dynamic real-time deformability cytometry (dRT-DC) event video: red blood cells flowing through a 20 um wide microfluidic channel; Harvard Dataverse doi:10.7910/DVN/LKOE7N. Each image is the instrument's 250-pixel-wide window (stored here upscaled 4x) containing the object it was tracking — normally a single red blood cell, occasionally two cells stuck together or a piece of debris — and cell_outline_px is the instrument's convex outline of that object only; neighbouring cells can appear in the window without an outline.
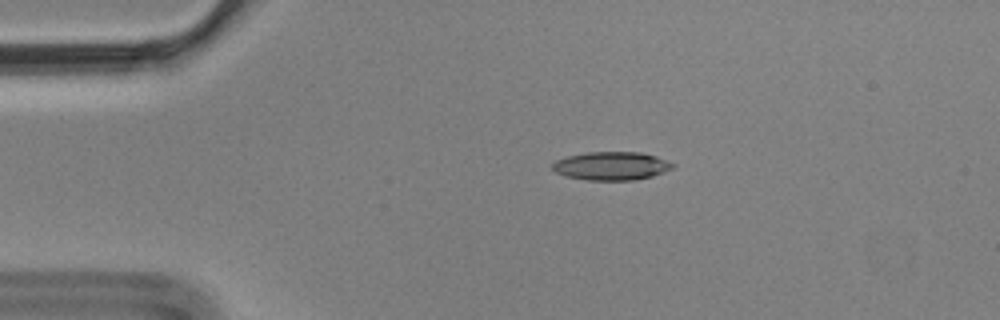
{"species": "Egyptian fruit bat (a non-hibernating species)", "species_latin": "Rousettus aegyptiacus", "temperature_condition": "cold", "stored_images_in_passage": 5, "camera_frame_rate_fps": 3000, "um_per_image_px": 0.085, "animal": {"sex": "male"}, "frame": {"image": 1, "passage_image": 3, "time_ms": 0.667, "image_size_px": [1000, 320], "cell_outline_px": [[676, 164], [672, 168], [664, 172], [652, 176], [636, 180], [588, 180], [564, 176], [556, 172], [552, 168], [552, 164], [556, 160], [568, 156], [588, 152], [640, 152], [656, 156]], "centroid_in_image_um": [51.98, 14.1], "position_along_channel_um": 33.0, "area_um2": 19.88}}
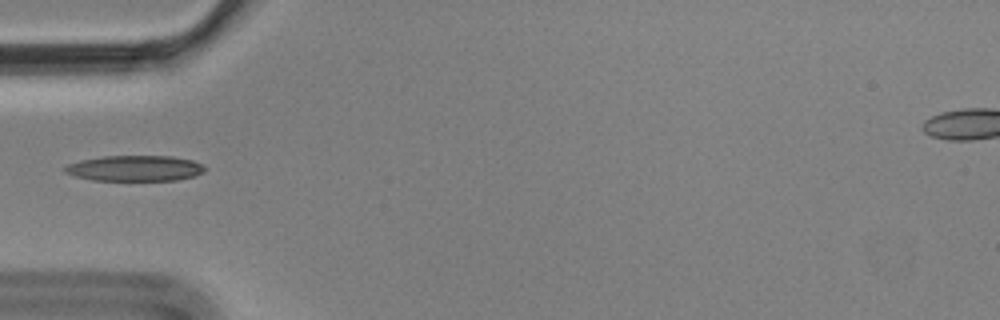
{"frame": {"image": 2, "passage_image": 5, "time_ms": 1.333, "image_size_px": [1000, 320], "cell_outline_px": [[208, 168], [204, 172], [196, 176], [176, 180], [92, 180], [76, 176], [64, 172], [64, 168], [68, 164], [80, 160], [104, 156], [172, 156], [192, 160], [204, 164]], "centroid_in_image_um": [11.53, 14.3], "position_along_channel_um": 73.5, "area_um2": 21.04}}